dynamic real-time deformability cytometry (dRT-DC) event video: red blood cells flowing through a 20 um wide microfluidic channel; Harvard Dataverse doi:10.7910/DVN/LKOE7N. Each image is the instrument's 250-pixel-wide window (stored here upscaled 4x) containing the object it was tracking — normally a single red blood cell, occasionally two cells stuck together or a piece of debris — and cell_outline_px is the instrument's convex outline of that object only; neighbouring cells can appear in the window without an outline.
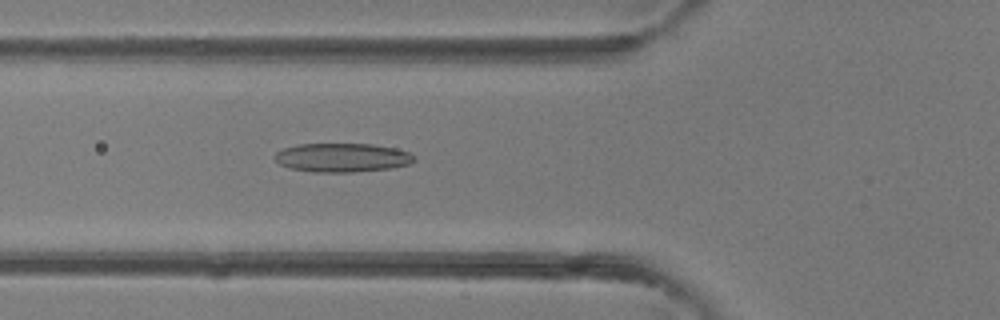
{"species": "common noctule bat (a hibernating species)", "species_latin": "Nyctalus noctula", "temperature_condition": "room temperature", "stored_images_in_passage": 38, "camera_frame_rate_fps": 3000, "um_per_image_px": 0.085, "animal": {"sex": "female"}, "frame": {"image": 1, "passage_image": 15, "time_ms": 4.667, "image_size_px": [1000, 320], "cell_outline_px": [[416, 160], [408, 164], [392, 168], [352, 172], [312, 172], [288, 168], [280, 164], [272, 156], [276, 152], [284, 148], [296, 144], [372, 144], [396, 148], [408, 152], [416, 156]], "centroid_in_image_um": [29.07, 13.39], "position_along_channel_um": 96.7, "area_um2": 23.64}}
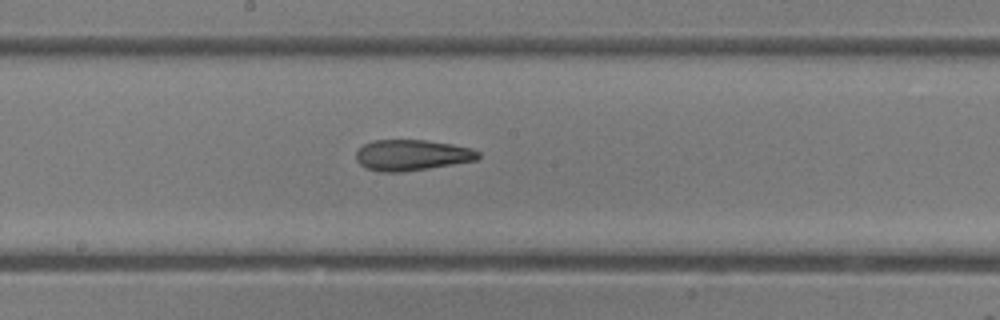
{"frame": {"image": 2, "passage_image": 22, "time_ms": 7.0, "image_size_px": [1000, 320], "cell_outline_px": [[480, 156], [476, 160], [428, 168], [400, 172], [380, 172], [368, 168], [360, 164], [356, 160], [356, 152], [364, 144], [372, 140], [424, 140], [452, 144], [472, 148], [480, 152]], "centroid_in_image_um": [35.0, 13.18], "position_along_channel_um": 213.2, "area_um2": 21.85}}
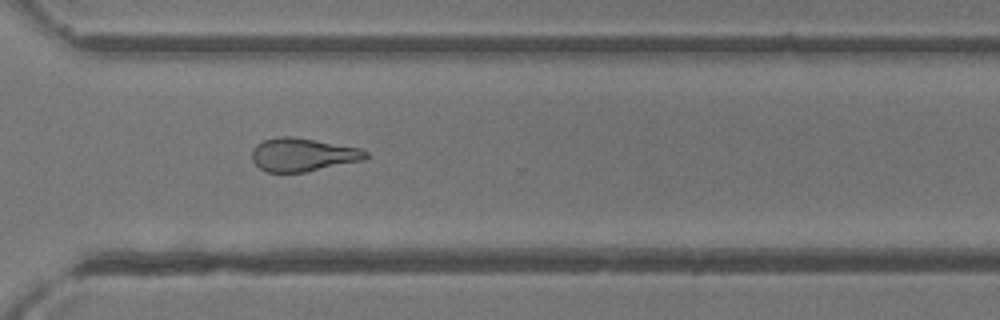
{"frame": {"image": 3, "passage_image": 30, "time_ms": 9.667, "image_size_px": [1000, 320], "cell_outline_px": [[368, 156], [364, 160], [304, 172], [268, 172], [260, 168], [252, 160], [252, 148], [256, 144], [264, 140], [280, 136], [292, 136], [360, 148], [368, 152]], "centroid_in_image_um": [25.72, 13.14], "position_along_channel_um": 344.9, "area_um2": 21.96}}